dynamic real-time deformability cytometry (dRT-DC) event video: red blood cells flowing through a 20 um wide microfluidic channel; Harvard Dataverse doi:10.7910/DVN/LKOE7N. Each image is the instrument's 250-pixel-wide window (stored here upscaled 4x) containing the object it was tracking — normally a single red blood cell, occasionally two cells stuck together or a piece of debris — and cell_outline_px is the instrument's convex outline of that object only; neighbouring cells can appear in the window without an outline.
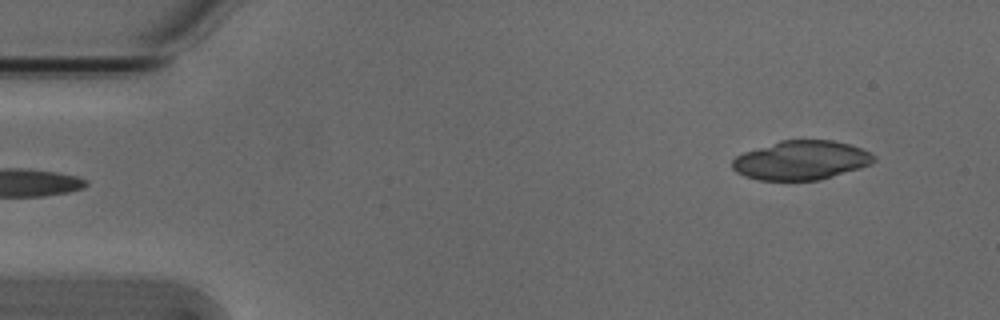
{"species": "Egyptian fruit bat (a non-hibernating species)", "species_latin": "Rousettus aegyptiacus", "temperature_condition": "cold", "stored_images_in_passage": 4, "segment_of_instrument_passage": [2, 2], "camera_frame_rate_fps": 3000, "um_per_image_px": 0.085, "animal": {"sex": "male"}, "frame": {"image": 1, "passage_image": 4, "time_ms": 1.0, "image_size_px": [1000, 320], "cell_outline_px": [[876, 160], [860, 168], [820, 180], [760, 180], [744, 176], [736, 172], [732, 168], [732, 160], [736, 156], [744, 152], [780, 140], [832, 140], [848, 144], [860, 148], [876, 156]], "centroid_in_image_um": [68.07, 13.62], "position_along_channel_um": 16.9, "area_um2": 32.14}}